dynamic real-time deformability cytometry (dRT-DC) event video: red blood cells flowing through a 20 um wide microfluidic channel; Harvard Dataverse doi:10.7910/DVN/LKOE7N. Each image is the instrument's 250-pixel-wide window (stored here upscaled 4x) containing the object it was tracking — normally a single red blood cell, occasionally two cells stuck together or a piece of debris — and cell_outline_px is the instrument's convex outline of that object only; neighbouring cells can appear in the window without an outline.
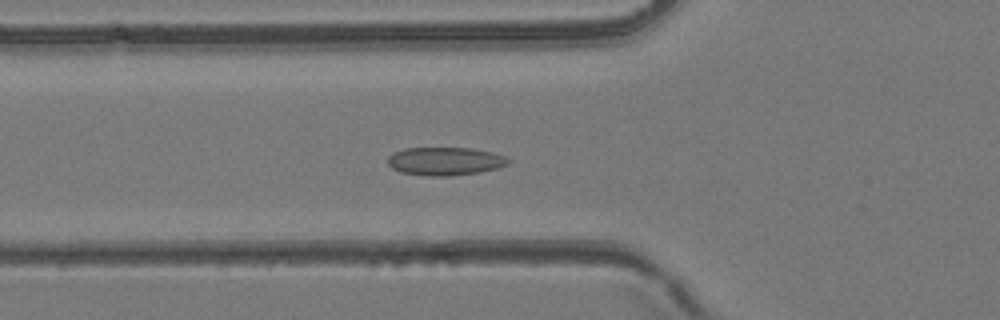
{"species": "common noctule bat (a hibernating species)", "species_latin": "Nyctalus noctula", "temperature_condition": "room temperature", "stored_images_in_passage": 45, "camera_frame_rate_fps": 3000, "um_per_image_px": 0.085, "animal": {"sex": "female", "body_mass_g": 24.6, "forearm_length_mm": 56.2}, "frame": {"image": 1, "passage_image": 16, "time_ms": 5.0, "image_size_px": [1000, 320], "cell_outline_px": [[512, 160], [508, 164], [496, 168], [480, 172], [448, 176], [428, 176], [400, 172], [392, 168], [388, 164], [388, 156], [392, 152], [404, 148], [472, 148], [492, 152], [504, 156]], "centroid_in_image_um": [37.81, 13.7], "position_along_channel_um": 88.0, "area_um2": 19.88}}
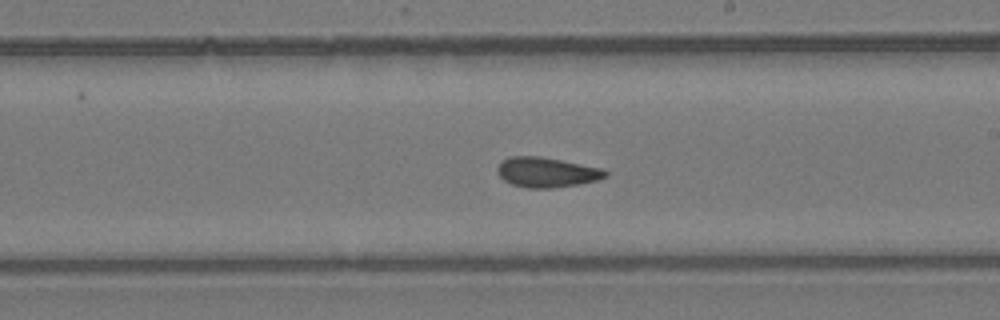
{"frame": {"image": 2, "passage_image": 26, "time_ms": 8.333, "image_size_px": [1000, 320], "cell_outline_px": [[608, 176], [596, 180], [580, 184], [552, 188], [528, 188], [512, 184], [504, 180], [496, 172], [496, 168], [500, 160], [508, 156], [540, 156], [604, 168], [608, 172]], "centroid_in_image_um": [46.45, 14.63], "position_along_channel_um": 242.5, "area_um2": 19.13}}
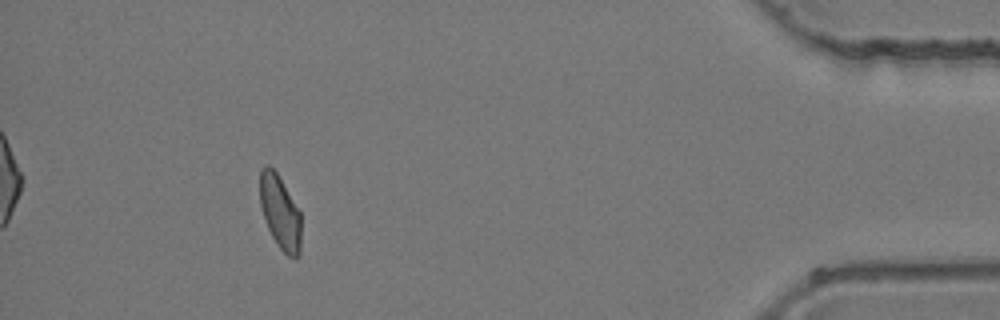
{"frame": {"image": 3, "passage_image": 41, "time_ms": 13.333, "image_size_px": [1000, 320], "cell_outline_px": [[300, 256], [296, 260], [288, 256], [280, 248], [272, 236], [268, 228], [260, 204], [260, 168], [264, 164], [268, 164], [276, 172], [300, 212]], "centroid_in_image_um": [23.8, 18.05], "position_along_channel_um": 411.4, "area_um2": 17.57}}